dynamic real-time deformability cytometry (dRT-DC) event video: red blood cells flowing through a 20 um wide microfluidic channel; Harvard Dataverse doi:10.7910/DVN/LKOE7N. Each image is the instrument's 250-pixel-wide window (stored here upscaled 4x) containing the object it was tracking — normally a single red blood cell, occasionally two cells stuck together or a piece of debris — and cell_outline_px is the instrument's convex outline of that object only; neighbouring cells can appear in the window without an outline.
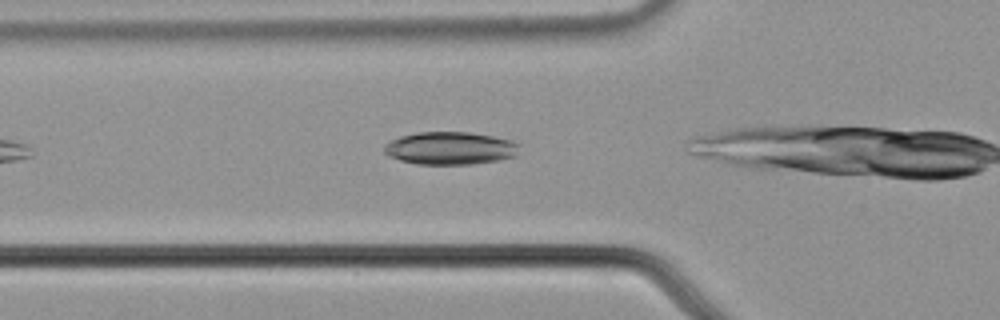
{"species": "common noctule bat (a hibernating species)", "species_latin": "Nyctalus noctula", "temperature_condition": "cold", "stored_images_in_passage": 16, "camera_frame_rate_fps": 3000, "um_per_image_px": 0.085, "animal": {"sex": "male", "body_mass_g": 21.5, "forearm_length_mm": 52.0}, "frame": {"image": 1, "passage_image": 3, "time_ms": 0.667, "image_size_px": [1000, 320], "cell_outline_px": [[520, 144], [516, 156], [496, 160], [472, 164], [416, 164], [400, 160], [388, 156], [384, 152], [384, 144], [400, 136], [416, 132], [472, 132], [512, 140]], "centroid_in_image_um": [38.26, 12.59], "position_along_channel_um": 87.5, "area_um2": 25.89}}